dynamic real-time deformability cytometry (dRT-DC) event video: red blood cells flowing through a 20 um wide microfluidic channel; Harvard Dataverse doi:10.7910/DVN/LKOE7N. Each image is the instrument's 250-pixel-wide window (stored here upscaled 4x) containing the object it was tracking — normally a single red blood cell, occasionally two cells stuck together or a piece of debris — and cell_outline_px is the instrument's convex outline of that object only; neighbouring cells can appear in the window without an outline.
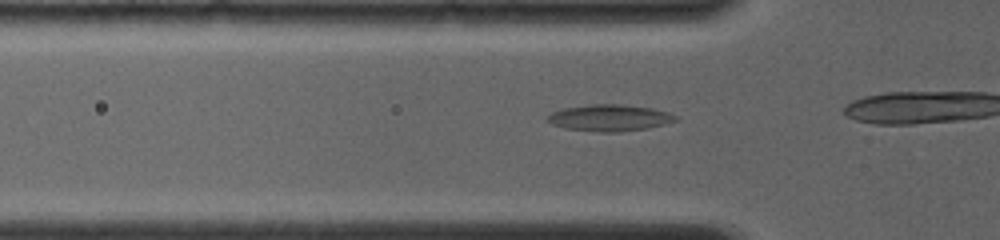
{"species": "common noctule bat (a hibernating species)", "species_latin": "Nyctalus noctula", "temperature_condition": "room temperature", "stored_images_in_passage": 50, "camera_frame_rate_fps": 4000, "um_per_image_px": 0.085, "animal": {"sex": "female", "body_mass_g": 19.0, "forearm_length_mm": 56.7}, "frame": {"image": 1, "passage_image": 7, "time_ms": 1.0, "image_size_px": [1000, 240], "cell_outline_px": [[680, 120], [648, 128], [620, 132], [600, 132], [564, 128], [552, 124], [544, 120], [552, 112], [560, 108], [592, 104], [620, 104], [652, 108], [668, 112], [676, 116]], "centroid_in_image_um": [51.79, 10.01], "position_along_channel_um": 74.0, "area_um2": 20.0}}
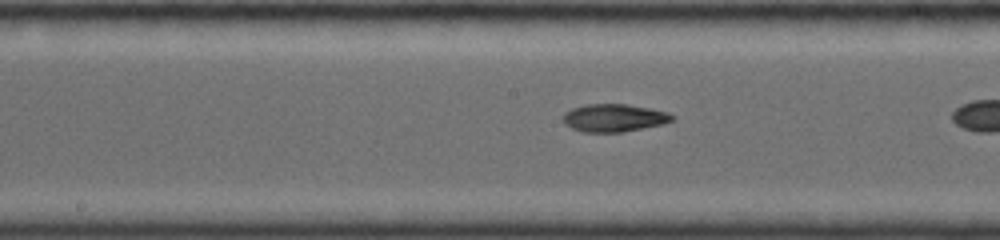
{"frame": {"image": 2, "passage_image": 24, "time_ms": 4.0, "image_size_px": [1000, 240], "cell_outline_px": [[676, 120], [660, 124], [620, 132], [584, 132], [572, 128], [564, 124], [564, 112], [572, 108], [584, 104], [624, 104], [652, 108], [668, 112], [676, 116]], "centroid_in_image_um": [52.2, 10.0], "position_along_channel_um": 196.0, "area_um2": 17.63}}
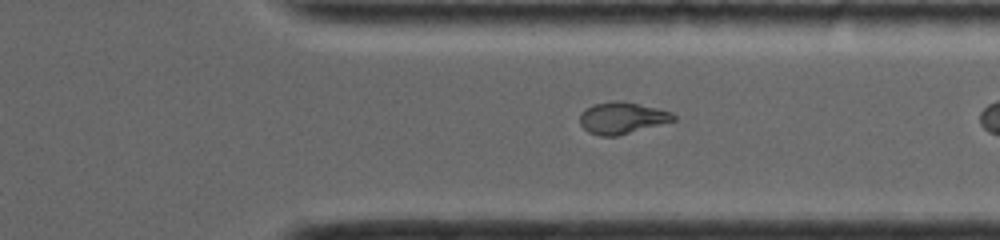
{"frame": {"image": 3, "passage_image": 47, "time_ms": 8.0, "image_size_px": [1000, 240], "cell_outline_px": [[676, 120], [616, 136], [600, 136], [588, 132], [580, 124], [580, 112], [592, 104], [616, 100], [624, 100], [672, 112], [676, 116]], "centroid_in_image_um": [52.85, 10.01], "position_along_channel_um": 358.5, "area_um2": 17.34}}